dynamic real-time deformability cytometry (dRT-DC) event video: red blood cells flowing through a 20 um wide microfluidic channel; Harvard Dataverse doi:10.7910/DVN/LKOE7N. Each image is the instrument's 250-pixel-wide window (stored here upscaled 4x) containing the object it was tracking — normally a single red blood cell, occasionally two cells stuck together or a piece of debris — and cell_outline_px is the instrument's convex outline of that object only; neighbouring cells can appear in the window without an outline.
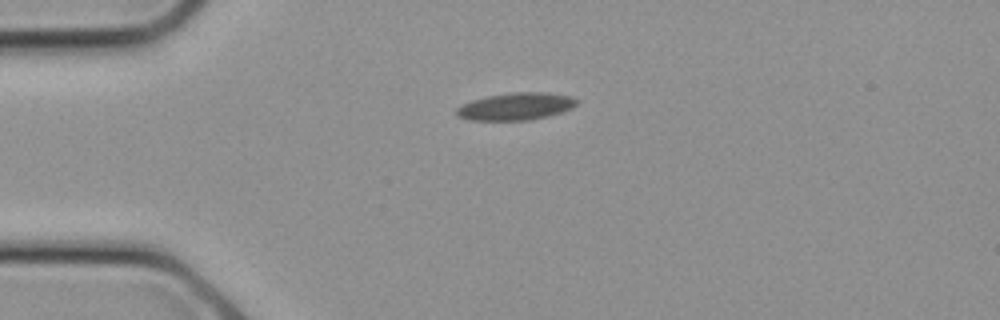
{"species": "common noctule bat (a hibernating species)", "species_latin": "Nyctalus noctula", "temperature_condition": "cold", "stored_images_in_passage": 9, "camera_frame_rate_fps": 3000, "um_per_image_px": 0.085, "animal": {"sex": "female", "body_mass_g": 21.9}, "frame": {"image": 1, "passage_image": 1, "time_ms": 0.0, "image_size_px": [1000, 320], "cell_outline_px": [[580, 100], [572, 108], [564, 112], [548, 116], [528, 120], [468, 120], [460, 116], [456, 112], [456, 108], [460, 104], [472, 100], [488, 96], [512, 92], [548, 92], [572, 96]], "centroid_in_image_um": [43.89, 9.03], "position_along_channel_um": 41.1, "area_um2": 19.31}}
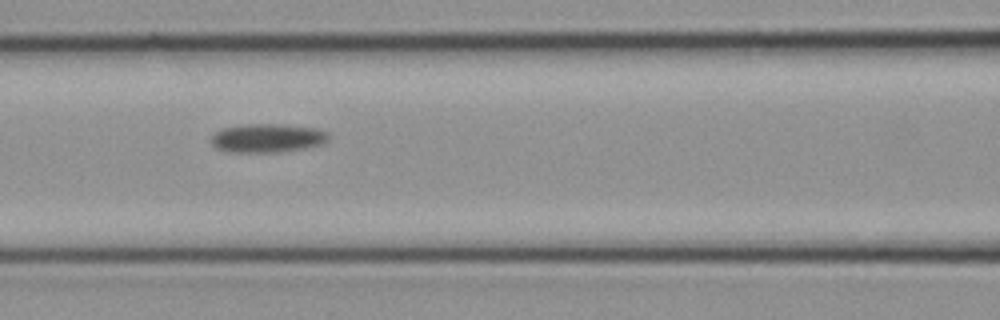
{"frame": {"image": 2, "passage_image": 6, "time_ms": 1.667, "image_size_px": [1000, 320], "cell_outline_px": [[328, 140], [324, 144], [304, 148], [280, 152], [228, 152], [216, 148], [208, 140], [216, 132], [224, 128], [248, 124], [280, 124], [316, 128], [328, 132]], "centroid_in_image_um": [22.73, 11.74], "position_along_channel_um": 143.9, "area_um2": 19.71}}
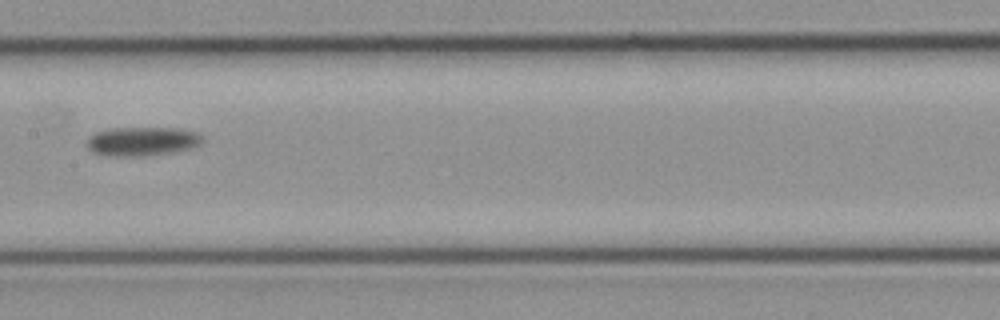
{"frame": {"image": 3, "passage_image": 8, "time_ms": 2.333, "image_size_px": [1000, 320], "cell_outline_px": [[204, 140], [200, 144], [192, 148], [172, 152], [144, 156], [104, 156], [92, 152], [84, 144], [84, 140], [88, 136], [96, 132], [108, 128], [176, 128], [200, 132], [204, 136]], "centroid_in_image_um": [12.05, 12.01], "position_along_channel_um": 195.3, "area_um2": 20.06}}